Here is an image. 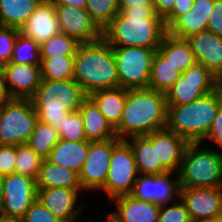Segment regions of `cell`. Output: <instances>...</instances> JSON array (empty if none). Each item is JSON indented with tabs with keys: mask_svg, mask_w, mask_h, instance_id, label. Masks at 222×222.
Masks as SVG:
<instances>
[{
	"mask_svg": "<svg viewBox=\"0 0 222 222\" xmlns=\"http://www.w3.org/2000/svg\"><path fill=\"white\" fill-rule=\"evenodd\" d=\"M138 175L133 150L126 140H121L113 148L107 179L100 190L111 202L115 197L130 194Z\"/></svg>",
	"mask_w": 222,
	"mask_h": 222,
	"instance_id": "obj_9",
	"label": "cell"
},
{
	"mask_svg": "<svg viewBox=\"0 0 222 222\" xmlns=\"http://www.w3.org/2000/svg\"><path fill=\"white\" fill-rule=\"evenodd\" d=\"M78 111L81 114L85 137L88 141H105L117 138L115 130L89 96L83 101Z\"/></svg>",
	"mask_w": 222,
	"mask_h": 222,
	"instance_id": "obj_23",
	"label": "cell"
},
{
	"mask_svg": "<svg viewBox=\"0 0 222 222\" xmlns=\"http://www.w3.org/2000/svg\"><path fill=\"white\" fill-rule=\"evenodd\" d=\"M73 79L88 96L101 89L119 87L113 47L103 38L80 43L74 58Z\"/></svg>",
	"mask_w": 222,
	"mask_h": 222,
	"instance_id": "obj_3",
	"label": "cell"
},
{
	"mask_svg": "<svg viewBox=\"0 0 222 222\" xmlns=\"http://www.w3.org/2000/svg\"><path fill=\"white\" fill-rule=\"evenodd\" d=\"M214 3L215 0H194L191 10L179 16L167 28V33L174 37L187 39L206 30Z\"/></svg>",
	"mask_w": 222,
	"mask_h": 222,
	"instance_id": "obj_22",
	"label": "cell"
},
{
	"mask_svg": "<svg viewBox=\"0 0 222 222\" xmlns=\"http://www.w3.org/2000/svg\"><path fill=\"white\" fill-rule=\"evenodd\" d=\"M12 99L11 95L8 92L5 77L2 69L0 68V107Z\"/></svg>",
	"mask_w": 222,
	"mask_h": 222,
	"instance_id": "obj_46",
	"label": "cell"
},
{
	"mask_svg": "<svg viewBox=\"0 0 222 222\" xmlns=\"http://www.w3.org/2000/svg\"><path fill=\"white\" fill-rule=\"evenodd\" d=\"M174 1L175 0H154L157 14L164 18L174 7Z\"/></svg>",
	"mask_w": 222,
	"mask_h": 222,
	"instance_id": "obj_45",
	"label": "cell"
},
{
	"mask_svg": "<svg viewBox=\"0 0 222 222\" xmlns=\"http://www.w3.org/2000/svg\"><path fill=\"white\" fill-rule=\"evenodd\" d=\"M19 32L16 28L0 26V68L11 61Z\"/></svg>",
	"mask_w": 222,
	"mask_h": 222,
	"instance_id": "obj_39",
	"label": "cell"
},
{
	"mask_svg": "<svg viewBox=\"0 0 222 222\" xmlns=\"http://www.w3.org/2000/svg\"><path fill=\"white\" fill-rule=\"evenodd\" d=\"M202 145L188 143L178 171L180 188L220 187L222 153Z\"/></svg>",
	"mask_w": 222,
	"mask_h": 222,
	"instance_id": "obj_6",
	"label": "cell"
},
{
	"mask_svg": "<svg viewBox=\"0 0 222 222\" xmlns=\"http://www.w3.org/2000/svg\"><path fill=\"white\" fill-rule=\"evenodd\" d=\"M37 199L36 180L22 174L3 176V201L0 217L22 219Z\"/></svg>",
	"mask_w": 222,
	"mask_h": 222,
	"instance_id": "obj_11",
	"label": "cell"
},
{
	"mask_svg": "<svg viewBox=\"0 0 222 222\" xmlns=\"http://www.w3.org/2000/svg\"><path fill=\"white\" fill-rule=\"evenodd\" d=\"M88 97L74 80L41 79L30 98L38 121L51 125L59 133V124L70 112H77Z\"/></svg>",
	"mask_w": 222,
	"mask_h": 222,
	"instance_id": "obj_4",
	"label": "cell"
},
{
	"mask_svg": "<svg viewBox=\"0 0 222 222\" xmlns=\"http://www.w3.org/2000/svg\"><path fill=\"white\" fill-rule=\"evenodd\" d=\"M53 5H71L73 7L86 9V0H47Z\"/></svg>",
	"mask_w": 222,
	"mask_h": 222,
	"instance_id": "obj_47",
	"label": "cell"
},
{
	"mask_svg": "<svg viewBox=\"0 0 222 222\" xmlns=\"http://www.w3.org/2000/svg\"><path fill=\"white\" fill-rule=\"evenodd\" d=\"M119 7H137V5H146L154 3V0H118Z\"/></svg>",
	"mask_w": 222,
	"mask_h": 222,
	"instance_id": "obj_48",
	"label": "cell"
},
{
	"mask_svg": "<svg viewBox=\"0 0 222 222\" xmlns=\"http://www.w3.org/2000/svg\"><path fill=\"white\" fill-rule=\"evenodd\" d=\"M217 222H222V214L217 216Z\"/></svg>",
	"mask_w": 222,
	"mask_h": 222,
	"instance_id": "obj_52",
	"label": "cell"
},
{
	"mask_svg": "<svg viewBox=\"0 0 222 222\" xmlns=\"http://www.w3.org/2000/svg\"><path fill=\"white\" fill-rule=\"evenodd\" d=\"M119 8L120 12L102 30V38L112 47L158 49L167 29L154 3Z\"/></svg>",
	"mask_w": 222,
	"mask_h": 222,
	"instance_id": "obj_1",
	"label": "cell"
},
{
	"mask_svg": "<svg viewBox=\"0 0 222 222\" xmlns=\"http://www.w3.org/2000/svg\"><path fill=\"white\" fill-rule=\"evenodd\" d=\"M206 140L214 142L216 145L215 148L218 149V152L221 151L222 153V105L219 108V111L212 122L207 135L201 141V143H203V141L205 142Z\"/></svg>",
	"mask_w": 222,
	"mask_h": 222,
	"instance_id": "obj_42",
	"label": "cell"
},
{
	"mask_svg": "<svg viewBox=\"0 0 222 222\" xmlns=\"http://www.w3.org/2000/svg\"><path fill=\"white\" fill-rule=\"evenodd\" d=\"M16 146L0 145V175L15 173Z\"/></svg>",
	"mask_w": 222,
	"mask_h": 222,
	"instance_id": "obj_41",
	"label": "cell"
},
{
	"mask_svg": "<svg viewBox=\"0 0 222 222\" xmlns=\"http://www.w3.org/2000/svg\"><path fill=\"white\" fill-rule=\"evenodd\" d=\"M37 122L31 99L12 98L0 107V145L27 143Z\"/></svg>",
	"mask_w": 222,
	"mask_h": 222,
	"instance_id": "obj_7",
	"label": "cell"
},
{
	"mask_svg": "<svg viewBox=\"0 0 222 222\" xmlns=\"http://www.w3.org/2000/svg\"><path fill=\"white\" fill-rule=\"evenodd\" d=\"M0 222H23L22 219H5L0 217Z\"/></svg>",
	"mask_w": 222,
	"mask_h": 222,
	"instance_id": "obj_51",
	"label": "cell"
},
{
	"mask_svg": "<svg viewBox=\"0 0 222 222\" xmlns=\"http://www.w3.org/2000/svg\"><path fill=\"white\" fill-rule=\"evenodd\" d=\"M60 32L55 6L47 0L40 2L25 25L20 29V33L31 38L39 45Z\"/></svg>",
	"mask_w": 222,
	"mask_h": 222,
	"instance_id": "obj_21",
	"label": "cell"
},
{
	"mask_svg": "<svg viewBox=\"0 0 222 222\" xmlns=\"http://www.w3.org/2000/svg\"><path fill=\"white\" fill-rule=\"evenodd\" d=\"M116 209L106 215L107 222H158L160 205L128 195L113 198Z\"/></svg>",
	"mask_w": 222,
	"mask_h": 222,
	"instance_id": "obj_18",
	"label": "cell"
},
{
	"mask_svg": "<svg viewBox=\"0 0 222 222\" xmlns=\"http://www.w3.org/2000/svg\"><path fill=\"white\" fill-rule=\"evenodd\" d=\"M42 0H0V26L20 30Z\"/></svg>",
	"mask_w": 222,
	"mask_h": 222,
	"instance_id": "obj_29",
	"label": "cell"
},
{
	"mask_svg": "<svg viewBox=\"0 0 222 222\" xmlns=\"http://www.w3.org/2000/svg\"><path fill=\"white\" fill-rule=\"evenodd\" d=\"M3 201V176L0 175V209Z\"/></svg>",
	"mask_w": 222,
	"mask_h": 222,
	"instance_id": "obj_50",
	"label": "cell"
},
{
	"mask_svg": "<svg viewBox=\"0 0 222 222\" xmlns=\"http://www.w3.org/2000/svg\"><path fill=\"white\" fill-rule=\"evenodd\" d=\"M131 146L138 174L161 175L169 172L161 163H157L156 145L145 136H132L126 139Z\"/></svg>",
	"mask_w": 222,
	"mask_h": 222,
	"instance_id": "obj_28",
	"label": "cell"
},
{
	"mask_svg": "<svg viewBox=\"0 0 222 222\" xmlns=\"http://www.w3.org/2000/svg\"><path fill=\"white\" fill-rule=\"evenodd\" d=\"M90 141H67L60 139L47 158L53 164L62 165L77 174L87 158Z\"/></svg>",
	"mask_w": 222,
	"mask_h": 222,
	"instance_id": "obj_24",
	"label": "cell"
},
{
	"mask_svg": "<svg viewBox=\"0 0 222 222\" xmlns=\"http://www.w3.org/2000/svg\"><path fill=\"white\" fill-rule=\"evenodd\" d=\"M219 88V78L200 63L181 73L165 94L167 105L188 104Z\"/></svg>",
	"mask_w": 222,
	"mask_h": 222,
	"instance_id": "obj_10",
	"label": "cell"
},
{
	"mask_svg": "<svg viewBox=\"0 0 222 222\" xmlns=\"http://www.w3.org/2000/svg\"><path fill=\"white\" fill-rule=\"evenodd\" d=\"M156 145L157 163L169 172L178 173L188 141L167 128L144 135Z\"/></svg>",
	"mask_w": 222,
	"mask_h": 222,
	"instance_id": "obj_19",
	"label": "cell"
},
{
	"mask_svg": "<svg viewBox=\"0 0 222 222\" xmlns=\"http://www.w3.org/2000/svg\"><path fill=\"white\" fill-rule=\"evenodd\" d=\"M23 222H63L54 216L38 199L26 211Z\"/></svg>",
	"mask_w": 222,
	"mask_h": 222,
	"instance_id": "obj_40",
	"label": "cell"
},
{
	"mask_svg": "<svg viewBox=\"0 0 222 222\" xmlns=\"http://www.w3.org/2000/svg\"><path fill=\"white\" fill-rule=\"evenodd\" d=\"M196 63L202 64L217 78H222V36L209 30L201 31L189 38Z\"/></svg>",
	"mask_w": 222,
	"mask_h": 222,
	"instance_id": "obj_20",
	"label": "cell"
},
{
	"mask_svg": "<svg viewBox=\"0 0 222 222\" xmlns=\"http://www.w3.org/2000/svg\"><path fill=\"white\" fill-rule=\"evenodd\" d=\"M179 198L190 219L217 217L221 214L222 190L220 187L180 188Z\"/></svg>",
	"mask_w": 222,
	"mask_h": 222,
	"instance_id": "obj_16",
	"label": "cell"
},
{
	"mask_svg": "<svg viewBox=\"0 0 222 222\" xmlns=\"http://www.w3.org/2000/svg\"><path fill=\"white\" fill-rule=\"evenodd\" d=\"M75 55L41 57V78L48 80H69L74 76Z\"/></svg>",
	"mask_w": 222,
	"mask_h": 222,
	"instance_id": "obj_31",
	"label": "cell"
},
{
	"mask_svg": "<svg viewBox=\"0 0 222 222\" xmlns=\"http://www.w3.org/2000/svg\"><path fill=\"white\" fill-rule=\"evenodd\" d=\"M59 140V134L54 127L38 121L26 144L42 159H47Z\"/></svg>",
	"mask_w": 222,
	"mask_h": 222,
	"instance_id": "obj_32",
	"label": "cell"
},
{
	"mask_svg": "<svg viewBox=\"0 0 222 222\" xmlns=\"http://www.w3.org/2000/svg\"><path fill=\"white\" fill-rule=\"evenodd\" d=\"M194 0H175L172 10L163 18L166 29L181 15L191 10Z\"/></svg>",
	"mask_w": 222,
	"mask_h": 222,
	"instance_id": "obj_43",
	"label": "cell"
},
{
	"mask_svg": "<svg viewBox=\"0 0 222 222\" xmlns=\"http://www.w3.org/2000/svg\"><path fill=\"white\" fill-rule=\"evenodd\" d=\"M86 10L101 30L120 12L118 0H86Z\"/></svg>",
	"mask_w": 222,
	"mask_h": 222,
	"instance_id": "obj_36",
	"label": "cell"
},
{
	"mask_svg": "<svg viewBox=\"0 0 222 222\" xmlns=\"http://www.w3.org/2000/svg\"><path fill=\"white\" fill-rule=\"evenodd\" d=\"M1 69L12 98L30 99L41 83V65L7 63Z\"/></svg>",
	"mask_w": 222,
	"mask_h": 222,
	"instance_id": "obj_17",
	"label": "cell"
},
{
	"mask_svg": "<svg viewBox=\"0 0 222 222\" xmlns=\"http://www.w3.org/2000/svg\"><path fill=\"white\" fill-rule=\"evenodd\" d=\"M158 222H191V219L185 205L178 198L170 205L160 207Z\"/></svg>",
	"mask_w": 222,
	"mask_h": 222,
	"instance_id": "obj_38",
	"label": "cell"
},
{
	"mask_svg": "<svg viewBox=\"0 0 222 222\" xmlns=\"http://www.w3.org/2000/svg\"><path fill=\"white\" fill-rule=\"evenodd\" d=\"M219 88H220V90L222 91V78L219 79Z\"/></svg>",
	"mask_w": 222,
	"mask_h": 222,
	"instance_id": "obj_53",
	"label": "cell"
},
{
	"mask_svg": "<svg viewBox=\"0 0 222 222\" xmlns=\"http://www.w3.org/2000/svg\"><path fill=\"white\" fill-rule=\"evenodd\" d=\"M59 138L67 141H88L85 137L84 124L79 111L70 112L59 124Z\"/></svg>",
	"mask_w": 222,
	"mask_h": 222,
	"instance_id": "obj_37",
	"label": "cell"
},
{
	"mask_svg": "<svg viewBox=\"0 0 222 222\" xmlns=\"http://www.w3.org/2000/svg\"><path fill=\"white\" fill-rule=\"evenodd\" d=\"M118 138L105 141H90V148L83 167L78 174L83 191H97L105 185L113 148L120 142Z\"/></svg>",
	"mask_w": 222,
	"mask_h": 222,
	"instance_id": "obj_12",
	"label": "cell"
},
{
	"mask_svg": "<svg viewBox=\"0 0 222 222\" xmlns=\"http://www.w3.org/2000/svg\"><path fill=\"white\" fill-rule=\"evenodd\" d=\"M175 174L174 179V172L139 174L130 195L160 206L172 203L179 198L180 193L178 173Z\"/></svg>",
	"mask_w": 222,
	"mask_h": 222,
	"instance_id": "obj_13",
	"label": "cell"
},
{
	"mask_svg": "<svg viewBox=\"0 0 222 222\" xmlns=\"http://www.w3.org/2000/svg\"><path fill=\"white\" fill-rule=\"evenodd\" d=\"M43 159L26 143L16 146L15 173L37 179Z\"/></svg>",
	"mask_w": 222,
	"mask_h": 222,
	"instance_id": "obj_34",
	"label": "cell"
},
{
	"mask_svg": "<svg viewBox=\"0 0 222 222\" xmlns=\"http://www.w3.org/2000/svg\"><path fill=\"white\" fill-rule=\"evenodd\" d=\"M79 45L75 38L60 32L40 44L41 57L75 55Z\"/></svg>",
	"mask_w": 222,
	"mask_h": 222,
	"instance_id": "obj_35",
	"label": "cell"
},
{
	"mask_svg": "<svg viewBox=\"0 0 222 222\" xmlns=\"http://www.w3.org/2000/svg\"><path fill=\"white\" fill-rule=\"evenodd\" d=\"M220 188H221V190H222V175H221V185H220Z\"/></svg>",
	"mask_w": 222,
	"mask_h": 222,
	"instance_id": "obj_54",
	"label": "cell"
},
{
	"mask_svg": "<svg viewBox=\"0 0 222 222\" xmlns=\"http://www.w3.org/2000/svg\"><path fill=\"white\" fill-rule=\"evenodd\" d=\"M180 75L181 72L157 51L153 59L148 88L166 94Z\"/></svg>",
	"mask_w": 222,
	"mask_h": 222,
	"instance_id": "obj_30",
	"label": "cell"
},
{
	"mask_svg": "<svg viewBox=\"0 0 222 222\" xmlns=\"http://www.w3.org/2000/svg\"><path fill=\"white\" fill-rule=\"evenodd\" d=\"M167 102L164 93L151 88L127 89V97L119 126L120 140L144 136L166 128Z\"/></svg>",
	"mask_w": 222,
	"mask_h": 222,
	"instance_id": "obj_2",
	"label": "cell"
},
{
	"mask_svg": "<svg viewBox=\"0 0 222 222\" xmlns=\"http://www.w3.org/2000/svg\"><path fill=\"white\" fill-rule=\"evenodd\" d=\"M89 97L95 102L107 122L115 130L121 121L127 89L122 87L101 89L91 93Z\"/></svg>",
	"mask_w": 222,
	"mask_h": 222,
	"instance_id": "obj_25",
	"label": "cell"
},
{
	"mask_svg": "<svg viewBox=\"0 0 222 222\" xmlns=\"http://www.w3.org/2000/svg\"><path fill=\"white\" fill-rule=\"evenodd\" d=\"M157 49L144 47H113L119 87L148 88L151 68Z\"/></svg>",
	"mask_w": 222,
	"mask_h": 222,
	"instance_id": "obj_8",
	"label": "cell"
},
{
	"mask_svg": "<svg viewBox=\"0 0 222 222\" xmlns=\"http://www.w3.org/2000/svg\"><path fill=\"white\" fill-rule=\"evenodd\" d=\"M191 222H217V217H204L192 220Z\"/></svg>",
	"mask_w": 222,
	"mask_h": 222,
	"instance_id": "obj_49",
	"label": "cell"
},
{
	"mask_svg": "<svg viewBox=\"0 0 222 222\" xmlns=\"http://www.w3.org/2000/svg\"><path fill=\"white\" fill-rule=\"evenodd\" d=\"M222 105L220 88L188 104L167 105L166 128L188 142H201Z\"/></svg>",
	"mask_w": 222,
	"mask_h": 222,
	"instance_id": "obj_5",
	"label": "cell"
},
{
	"mask_svg": "<svg viewBox=\"0 0 222 222\" xmlns=\"http://www.w3.org/2000/svg\"><path fill=\"white\" fill-rule=\"evenodd\" d=\"M62 33L79 43H92L102 38V30L92 20L86 9L71 5H54Z\"/></svg>",
	"mask_w": 222,
	"mask_h": 222,
	"instance_id": "obj_14",
	"label": "cell"
},
{
	"mask_svg": "<svg viewBox=\"0 0 222 222\" xmlns=\"http://www.w3.org/2000/svg\"><path fill=\"white\" fill-rule=\"evenodd\" d=\"M9 63L41 65L40 45L19 32Z\"/></svg>",
	"mask_w": 222,
	"mask_h": 222,
	"instance_id": "obj_33",
	"label": "cell"
},
{
	"mask_svg": "<svg viewBox=\"0 0 222 222\" xmlns=\"http://www.w3.org/2000/svg\"><path fill=\"white\" fill-rule=\"evenodd\" d=\"M206 30L222 36V0H215L208 17Z\"/></svg>",
	"mask_w": 222,
	"mask_h": 222,
	"instance_id": "obj_44",
	"label": "cell"
},
{
	"mask_svg": "<svg viewBox=\"0 0 222 222\" xmlns=\"http://www.w3.org/2000/svg\"><path fill=\"white\" fill-rule=\"evenodd\" d=\"M68 188L82 189L79 183L78 174L62 165L53 164L47 159H43L36 188Z\"/></svg>",
	"mask_w": 222,
	"mask_h": 222,
	"instance_id": "obj_26",
	"label": "cell"
},
{
	"mask_svg": "<svg viewBox=\"0 0 222 222\" xmlns=\"http://www.w3.org/2000/svg\"><path fill=\"white\" fill-rule=\"evenodd\" d=\"M82 189L44 188L37 190V199L63 222H77L84 204H77Z\"/></svg>",
	"mask_w": 222,
	"mask_h": 222,
	"instance_id": "obj_15",
	"label": "cell"
},
{
	"mask_svg": "<svg viewBox=\"0 0 222 222\" xmlns=\"http://www.w3.org/2000/svg\"><path fill=\"white\" fill-rule=\"evenodd\" d=\"M157 51L181 73L196 63L187 39L174 37L168 33L164 35Z\"/></svg>",
	"mask_w": 222,
	"mask_h": 222,
	"instance_id": "obj_27",
	"label": "cell"
}]
</instances>
